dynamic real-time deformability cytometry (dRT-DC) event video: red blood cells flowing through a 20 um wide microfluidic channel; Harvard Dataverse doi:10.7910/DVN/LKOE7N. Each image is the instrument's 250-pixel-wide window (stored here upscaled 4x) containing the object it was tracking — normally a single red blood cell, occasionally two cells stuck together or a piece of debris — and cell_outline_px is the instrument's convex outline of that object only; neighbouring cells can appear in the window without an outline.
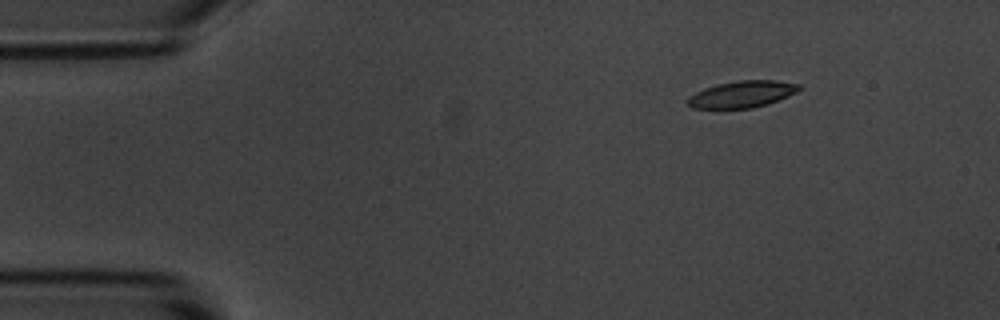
{"species": "common noctule bat (a hibernating species)", "species_latin": "Nyctalus noctula", "temperature_condition": "room temperature", "stored_images_in_passage": 3, "camera_frame_rate_fps": 3000, "um_per_image_px": 0.085, "animal": {"sex": "male", "body_mass_g": 20.1, "forearm_length_mm": 53.5}, "frame": {"image": 1, "passage_image": 1, "time_ms": 0.0, "image_size_px": [1000, 320], "cell_outline_px": [[800, 88], [796, 92], [788, 96], [768, 104], [752, 108], [692, 108], [688, 104], [688, 96], [704, 88], [716, 84], [740, 80], [776, 80], [800, 84]], "centroid_in_image_um": [63.08, 8.0], "position_along_channel_um": 21.9, "area_um2": 17.28}}